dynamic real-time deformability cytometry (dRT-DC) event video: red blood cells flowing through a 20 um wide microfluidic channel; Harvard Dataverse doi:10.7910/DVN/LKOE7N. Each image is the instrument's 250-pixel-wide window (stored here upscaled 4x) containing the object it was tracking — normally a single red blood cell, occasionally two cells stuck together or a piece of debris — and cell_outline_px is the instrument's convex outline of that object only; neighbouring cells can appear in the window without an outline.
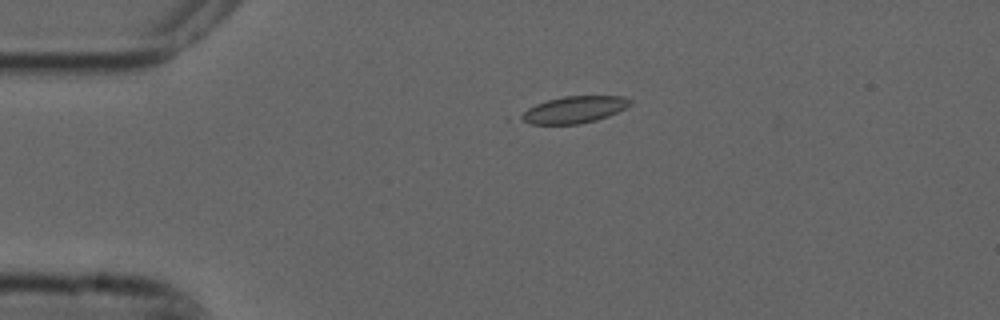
{"species": "common noctule bat (a hibernating species)", "species_latin": "Nyctalus noctula", "temperature_condition": "cold", "stored_images_in_passage": 3, "camera_frame_rate_fps": 3000, "um_per_image_px": 0.085, "animal": {"sex": "male", "forearm_length_mm": 52.5}, "frame": {"image": 1, "passage_image": 2, "time_ms": 0.333, "image_size_px": [1000, 320], "cell_outline_px": [[632, 104], [608, 116], [596, 120], [580, 124], [528, 124], [520, 120], [516, 116], [528, 108], [536, 104], [548, 100], [564, 96], [624, 96], [632, 100]], "centroid_in_image_um": [48.76, 9.33], "position_along_channel_um": 36.2, "area_um2": 17.17}}